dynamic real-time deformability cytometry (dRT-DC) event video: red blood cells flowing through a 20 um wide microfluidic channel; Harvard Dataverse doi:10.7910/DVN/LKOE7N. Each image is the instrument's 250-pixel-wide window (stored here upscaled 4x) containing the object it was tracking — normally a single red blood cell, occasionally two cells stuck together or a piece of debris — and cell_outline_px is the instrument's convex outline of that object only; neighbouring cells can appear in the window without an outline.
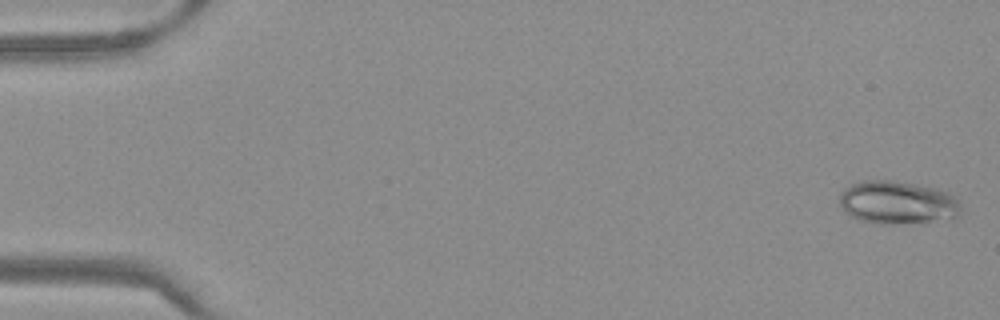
{"species": "Egyptian fruit bat (a non-hibernating species)", "species_latin": "Rousettus aegyptiacus", "temperature_condition": "warm", "stored_images_in_passage": 52, "camera_frame_rate_fps": 3000, "um_per_image_px": 0.085, "frame": {"image": 1, "passage_image": 2, "time_ms": 0.333, "image_size_px": [1000, 320], "cell_outline_px": [[960, 212], [956, 220], [892, 224], [880, 224], [860, 220], [852, 216], [840, 204], [840, 192], [844, 188], [852, 184], [864, 180], [892, 180], [932, 188], [948, 192], [956, 196], [960, 200]], "centroid_in_image_um": [76.36, 17.23], "position_along_channel_um": 8.6, "area_um2": 30.69}}
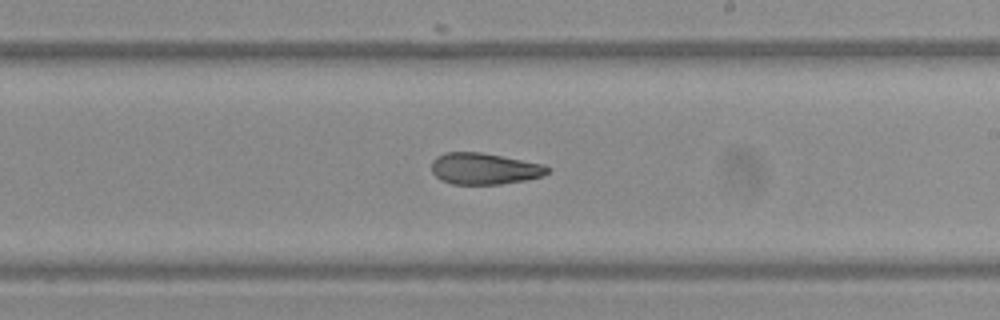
{"frame": {"image": 2, "passage_image": 31, "time_ms": 10.0, "image_size_px": [1000, 320], "cell_outline_px": [[552, 168], [548, 172], [540, 176], [528, 180], [500, 184], [452, 184], [440, 180], [432, 172], [432, 160], [436, 156], [444, 152], [480, 152], [544, 164]], "centroid_in_image_um": [41.16, 14.34], "position_along_channel_um": 247.8, "area_um2": 21.33}}
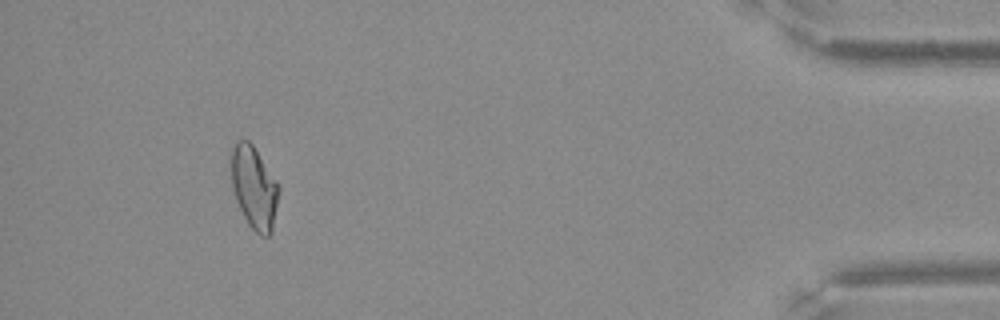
{"frame": {"image": 3, "passage_image": 48, "time_ms": 15.667, "image_size_px": [1000, 320], "cell_outline_px": [[280, 188], [272, 232], [268, 236], [260, 236], [248, 224], [236, 200], [232, 188], [228, 156], [228, 152], [236, 140], [248, 140], [252, 144], [280, 184]], "centroid_in_image_um": [21.56, 15.88], "position_along_channel_um": 413.6, "area_um2": 23.58}}